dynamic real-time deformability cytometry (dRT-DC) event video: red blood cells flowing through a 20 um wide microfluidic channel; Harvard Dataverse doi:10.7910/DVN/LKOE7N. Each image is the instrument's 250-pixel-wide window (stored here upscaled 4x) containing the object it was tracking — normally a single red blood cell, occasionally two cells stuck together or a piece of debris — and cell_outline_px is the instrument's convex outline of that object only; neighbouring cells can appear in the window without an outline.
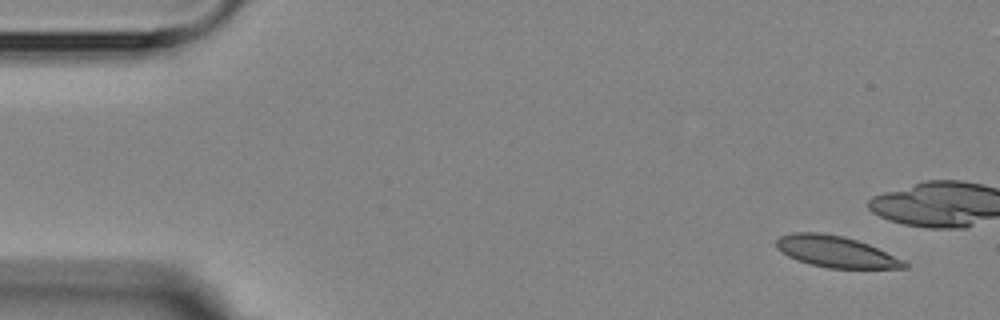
{"species": "Egyptian fruit bat (a non-hibernating species)", "species_latin": "Rousettus aegyptiacus", "temperature_condition": "room temperature", "stored_images_in_passage": 5, "camera_frame_rate_fps": 3000, "um_per_image_px": 0.085, "animal": {"sex": "female"}, "frame": {"image": 1, "passage_image": 1, "time_ms": 0.0, "image_size_px": [1000, 320], "cell_outline_px": [[908, 268], [828, 268], [796, 260], [788, 256], [776, 248], [776, 240], [780, 236], [792, 232], [820, 232], [844, 236], [868, 244], [904, 260], [908, 264]], "centroid_in_image_um": [71.02, 21.38], "position_along_channel_um": 14.0, "area_um2": 23.29}}